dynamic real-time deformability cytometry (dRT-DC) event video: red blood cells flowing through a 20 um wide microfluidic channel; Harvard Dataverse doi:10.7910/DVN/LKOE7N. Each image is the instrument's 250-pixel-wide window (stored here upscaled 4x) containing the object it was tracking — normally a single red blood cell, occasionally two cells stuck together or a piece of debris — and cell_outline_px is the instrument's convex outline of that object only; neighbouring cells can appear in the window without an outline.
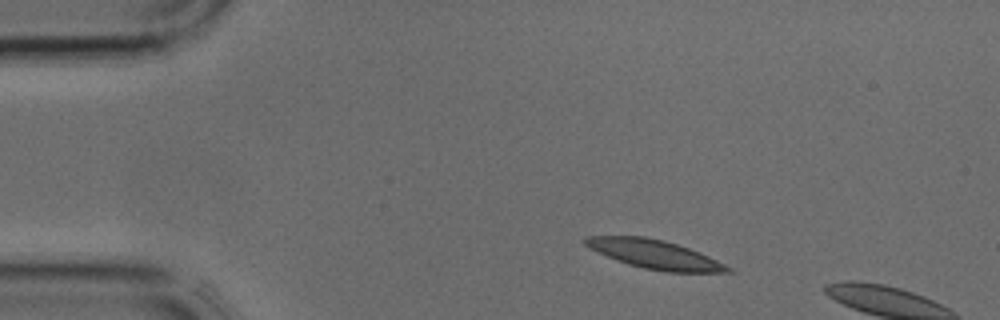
{"species": "common noctule bat (a hibernating species)", "species_latin": "Nyctalus noctula", "temperature_condition": "cold", "stored_images_in_passage": 5, "camera_frame_rate_fps": 3000, "um_per_image_px": 0.085, "animal": {"sex": "male", "body_mass_g": 17.9, "forearm_length_mm": 54.2}, "frame": {"image": 1, "passage_image": 3, "time_ms": 0.667, "image_size_px": [1000, 320], "cell_outline_px": [[736, 272], [668, 272], [644, 268], [628, 264], [616, 260], [584, 244], [584, 236], [644, 236], [664, 240], [688, 248], [708, 256], [732, 268]], "centroid_in_image_um": [55.66, 21.62], "position_along_channel_um": 29.3, "area_um2": 23.52}}